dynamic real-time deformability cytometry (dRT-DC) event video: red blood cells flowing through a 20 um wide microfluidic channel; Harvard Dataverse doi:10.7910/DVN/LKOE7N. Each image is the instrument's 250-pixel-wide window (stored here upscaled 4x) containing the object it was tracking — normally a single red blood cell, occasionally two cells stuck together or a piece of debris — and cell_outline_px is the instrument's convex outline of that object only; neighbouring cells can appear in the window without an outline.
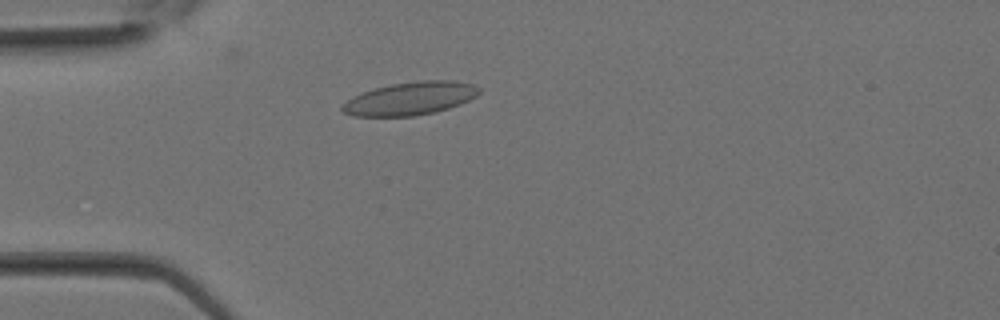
{"species": "Egyptian fruit bat (a non-hibernating species)", "species_latin": "Rousettus aegyptiacus", "temperature_condition": "room temperature", "stored_images_in_passage": 21, "camera_frame_rate_fps": 3000, "um_per_image_px": 0.085, "animal": {"sex": "female"}, "frame": {"image": 1, "passage_image": 1, "time_ms": 0.0, "image_size_px": [1000, 320], "cell_outline_px": [[480, 92], [476, 96], [460, 104], [436, 112], [412, 116], [352, 116], [344, 112], [340, 108], [340, 104], [352, 96], [376, 88], [392, 84], [420, 80], [452, 80], [476, 84], [480, 88]], "centroid_in_image_um": [34.87, 8.37], "position_along_channel_um": 50.1, "area_um2": 26.47}}
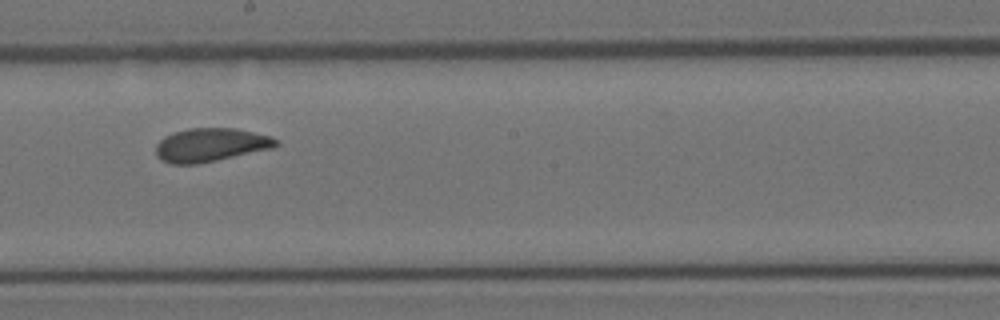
{"frame": {"image": 2, "passage_image": 10, "time_ms": 3.0, "image_size_px": [1000, 320], "cell_outline_px": [[280, 144], [272, 148], [216, 160], [196, 164], [172, 164], [160, 160], [156, 156], [156, 144], [164, 136], [188, 128], [236, 128], [272, 136]], "centroid_in_image_um": [17.88, 12.31], "position_along_channel_um": 230.3, "area_um2": 23.41}}
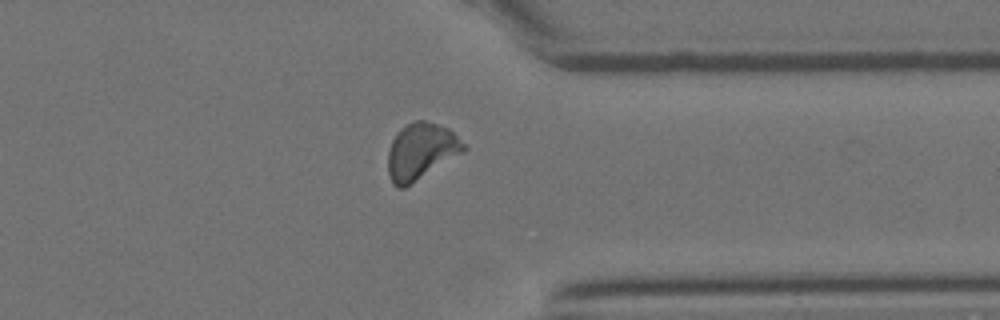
{"frame": {"image": 3, "passage_image": 17, "time_ms": 5.333, "image_size_px": [1000, 320], "cell_outline_px": [[468, 148], [464, 152], [404, 188], [396, 188], [392, 184], [388, 172], [388, 152], [392, 140], [396, 132], [400, 128], [416, 120], [424, 120], [448, 128]], "centroid_in_image_um": [35.76, 12.87], "position_along_channel_um": 375.6, "area_um2": 24.8}}